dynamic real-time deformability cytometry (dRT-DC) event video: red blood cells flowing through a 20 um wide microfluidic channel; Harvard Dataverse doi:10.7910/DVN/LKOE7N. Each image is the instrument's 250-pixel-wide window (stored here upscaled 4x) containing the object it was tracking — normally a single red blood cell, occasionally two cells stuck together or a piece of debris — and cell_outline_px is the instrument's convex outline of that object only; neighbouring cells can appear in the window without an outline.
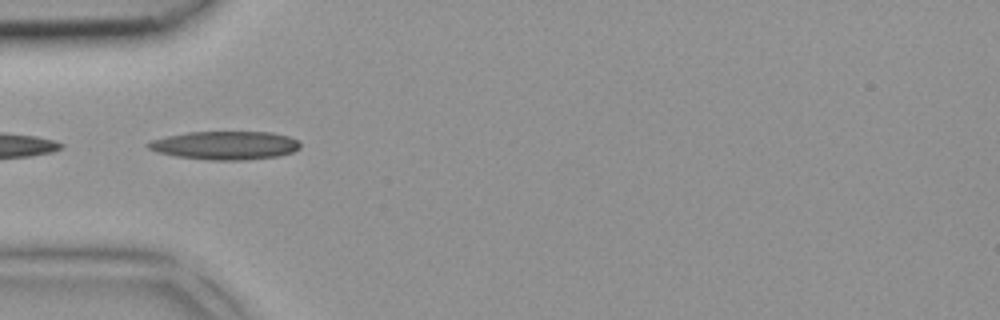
{"species": "common noctule bat (a hibernating species)", "species_latin": "Nyctalus noctula", "temperature_condition": "room temperature", "stored_images_in_passage": 5, "camera_frame_rate_fps": 3000, "um_per_image_px": 0.085, "animal": {"sex": "female", "body_mass_g": 18.4}, "frame": {"image": 1, "passage_image": 3, "time_ms": 0.667, "image_size_px": [1000, 320], "cell_outline_px": [[300, 148], [292, 152], [280, 156], [244, 160], [208, 160], [176, 156], [160, 152], [148, 148], [144, 144], [152, 140], [168, 136], [188, 132], [272, 132], [288, 136], [300, 140]], "centroid_in_image_um": [19.18, 12.35], "position_along_channel_um": 65.8, "area_um2": 25.2}}